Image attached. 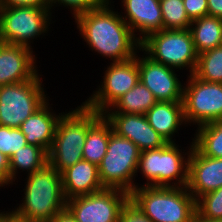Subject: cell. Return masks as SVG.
<instances>
[{"label":"cell","instance_id":"6da1fadb","mask_svg":"<svg viewBox=\"0 0 222 222\" xmlns=\"http://www.w3.org/2000/svg\"><path fill=\"white\" fill-rule=\"evenodd\" d=\"M104 0L98 7L77 15L75 24L88 47L112 62L134 58L141 42L135 37L124 19Z\"/></svg>","mask_w":222,"mask_h":222},{"label":"cell","instance_id":"7a4b0ae2","mask_svg":"<svg viewBox=\"0 0 222 222\" xmlns=\"http://www.w3.org/2000/svg\"><path fill=\"white\" fill-rule=\"evenodd\" d=\"M26 176L22 203L17 204L19 206L12 209L11 214L25 222H50L66 208L62 175L47 164Z\"/></svg>","mask_w":222,"mask_h":222},{"label":"cell","instance_id":"3957f363","mask_svg":"<svg viewBox=\"0 0 222 222\" xmlns=\"http://www.w3.org/2000/svg\"><path fill=\"white\" fill-rule=\"evenodd\" d=\"M136 187L129 200L152 222H193L196 200L187 187Z\"/></svg>","mask_w":222,"mask_h":222},{"label":"cell","instance_id":"277c9868","mask_svg":"<svg viewBox=\"0 0 222 222\" xmlns=\"http://www.w3.org/2000/svg\"><path fill=\"white\" fill-rule=\"evenodd\" d=\"M179 147H181L179 144L167 143L162 148L140 152L137 173L140 172L142 177L146 178L145 186H187L188 161L193 142L187 150L179 149Z\"/></svg>","mask_w":222,"mask_h":222},{"label":"cell","instance_id":"5b68a950","mask_svg":"<svg viewBox=\"0 0 222 222\" xmlns=\"http://www.w3.org/2000/svg\"><path fill=\"white\" fill-rule=\"evenodd\" d=\"M63 112L57 122L48 164L60 174L83 159V147L89 130V107L83 102Z\"/></svg>","mask_w":222,"mask_h":222},{"label":"cell","instance_id":"8992f818","mask_svg":"<svg viewBox=\"0 0 222 222\" xmlns=\"http://www.w3.org/2000/svg\"><path fill=\"white\" fill-rule=\"evenodd\" d=\"M140 150L132 141L110 133L106 155L98 165L103 188L118 189L130 194L136 187ZM134 179V180H133Z\"/></svg>","mask_w":222,"mask_h":222},{"label":"cell","instance_id":"52a82bcc","mask_svg":"<svg viewBox=\"0 0 222 222\" xmlns=\"http://www.w3.org/2000/svg\"><path fill=\"white\" fill-rule=\"evenodd\" d=\"M140 51L153 61L193 74L198 60L190 29L164 30L149 34L141 41Z\"/></svg>","mask_w":222,"mask_h":222},{"label":"cell","instance_id":"ba28073f","mask_svg":"<svg viewBox=\"0 0 222 222\" xmlns=\"http://www.w3.org/2000/svg\"><path fill=\"white\" fill-rule=\"evenodd\" d=\"M52 18L49 7H0V42L33 49V40L49 32Z\"/></svg>","mask_w":222,"mask_h":222},{"label":"cell","instance_id":"9c48e42d","mask_svg":"<svg viewBox=\"0 0 222 222\" xmlns=\"http://www.w3.org/2000/svg\"><path fill=\"white\" fill-rule=\"evenodd\" d=\"M41 74L21 83L0 86V125L19 128L49 98Z\"/></svg>","mask_w":222,"mask_h":222},{"label":"cell","instance_id":"30bf717a","mask_svg":"<svg viewBox=\"0 0 222 222\" xmlns=\"http://www.w3.org/2000/svg\"><path fill=\"white\" fill-rule=\"evenodd\" d=\"M183 83V110L186 124L196 127L222 120V83L206 82L194 74Z\"/></svg>","mask_w":222,"mask_h":222},{"label":"cell","instance_id":"8fae6325","mask_svg":"<svg viewBox=\"0 0 222 222\" xmlns=\"http://www.w3.org/2000/svg\"><path fill=\"white\" fill-rule=\"evenodd\" d=\"M103 73V81L97 91L83 103L98 113L109 109L121 96L131 90L139 81L138 60L136 57L123 61L109 63Z\"/></svg>","mask_w":222,"mask_h":222},{"label":"cell","instance_id":"7c38bea8","mask_svg":"<svg viewBox=\"0 0 222 222\" xmlns=\"http://www.w3.org/2000/svg\"><path fill=\"white\" fill-rule=\"evenodd\" d=\"M129 201V194L107 189L67 200L66 208L77 222H119L121 209Z\"/></svg>","mask_w":222,"mask_h":222},{"label":"cell","instance_id":"4fadbf2b","mask_svg":"<svg viewBox=\"0 0 222 222\" xmlns=\"http://www.w3.org/2000/svg\"><path fill=\"white\" fill-rule=\"evenodd\" d=\"M136 54L139 80L153 93L157 101L182 102L184 85L175 68L153 61L150 57ZM139 55V56H138Z\"/></svg>","mask_w":222,"mask_h":222},{"label":"cell","instance_id":"5bb4252c","mask_svg":"<svg viewBox=\"0 0 222 222\" xmlns=\"http://www.w3.org/2000/svg\"><path fill=\"white\" fill-rule=\"evenodd\" d=\"M110 122L113 132L132 141L140 151L162 148L167 141L149 124L145 115L102 113Z\"/></svg>","mask_w":222,"mask_h":222},{"label":"cell","instance_id":"9a60e30c","mask_svg":"<svg viewBox=\"0 0 222 222\" xmlns=\"http://www.w3.org/2000/svg\"><path fill=\"white\" fill-rule=\"evenodd\" d=\"M33 49L0 42V86L34 79L39 70Z\"/></svg>","mask_w":222,"mask_h":222},{"label":"cell","instance_id":"2e32d148","mask_svg":"<svg viewBox=\"0 0 222 222\" xmlns=\"http://www.w3.org/2000/svg\"><path fill=\"white\" fill-rule=\"evenodd\" d=\"M186 187L195 200L222 187V158L202 155L193 146L188 161Z\"/></svg>","mask_w":222,"mask_h":222},{"label":"cell","instance_id":"e0dca14e","mask_svg":"<svg viewBox=\"0 0 222 222\" xmlns=\"http://www.w3.org/2000/svg\"><path fill=\"white\" fill-rule=\"evenodd\" d=\"M121 3L124 12L120 16L140 42L163 29L160 0H121Z\"/></svg>","mask_w":222,"mask_h":222},{"label":"cell","instance_id":"ac0fdd59","mask_svg":"<svg viewBox=\"0 0 222 222\" xmlns=\"http://www.w3.org/2000/svg\"><path fill=\"white\" fill-rule=\"evenodd\" d=\"M52 108L48 99L19 127L28 144L42 147L47 152L52 147L57 122L63 113L56 115Z\"/></svg>","mask_w":222,"mask_h":222},{"label":"cell","instance_id":"d6986e66","mask_svg":"<svg viewBox=\"0 0 222 222\" xmlns=\"http://www.w3.org/2000/svg\"><path fill=\"white\" fill-rule=\"evenodd\" d=\"M62 185L66 200L103 190L98 166L80 160L62 173Z\"/></svg>","mask_w":222,"mask_h":222},{"label":"cell","instance_id":"ffe728a7","mask_svg":"<svg viewBox=\"0 0 222 222\" xmlns=\"http://www.w3.org/2000/svg\"><path fill=\"white\" fill-rule=\"evenodd\" d=\"M145 116L150 126L167 143H175L174 135L180 130L179 127L187 126L184 119L183 102L157 101L145 113Z\"/></svg>","mask_w":222,"mask_h":222},{"label":"cell","instance_id":"44dd1931","mask_svg":"<svg viewBox=\"0 0 222 222\" xmlns=\"http://www.w3.org/2000/svg\"><path fill=\"white\" fill-rule=\"evenodd\" d=\"M112 126L101 113L89 108V130L83 151V160L94 163L97 166L106 155Z\"/></svg>","mask_w":222,"mask_h":222},{"label":"cell","instance_id":"7402d4cb","mask_svg":"<svg viewBox=\"0 0 222 222\" xmlns=\"http://www.w3.org/2000/svg\"><path fill=\"white\" fill-rule=\"evenodd\" d=\"M193 43L198 54L222 45V19L203 16L190 24Z\"/></svg>","mask_w":222,"mask_h":222},{"label":"cell","instance_id":"603a6c76","mask_svg":"<svg viewBox=\"0 0 222 222\" xmlns=\"http://www.w3.org/2000/svg\"><path fill=\"white\" fill-rule=\"evenodd\" d=\"M157 102L153 93L139 80L137 84L121 96L109 109L103 113H145Z\"/></svg>","mask_w":222,"mask_h":222},{"label":"cell","instance_id":"cb8c5ba5","mask_svg":"<svg viewBox=\"0 0 222 222\" xmlns=\"http://www.w3.org/2000/svg\"><path fill=\"white\" fill-rule=\"evenodd\" d=\"M9 164L10 178L15 182L20 170L31 174L43 169L48 164V152L42 147L27 144L11 155Z\"/></svg>","mask_w":222,"mask_h":222},{"label":"cell","instance_id":"d4e9b609","mask_svg":"<svg viewBox=\"0 0 222 222\" xmlns=\"http://www.w3.org/2000/svg\"><path fill=\"white\" fill-rule=\"evenodd\" d=\"M195 131L193 146L202 155L222 158V120L201 125Z\"/></svg>","mask_w":222,"mask_h":222},{"label":"cell","instance_id":"484cf974","mask_svg":"<svg viewBox=\"0 0 222 222\" xmlns=\"http://www.w3.org/2000/svg\"><path fill=\"white\" fill-rule=\"evenodd\" d=\"M193 74L206 82L222 83V45L198 54Z\"/></svg>","mask_w":222,"mask_h":222},{"label":"cell","instance_id":"4316f807","mask_svg":"<svg viewBox=\"0 0 222 222\" xmlns=\"http://www.w3.org/2000/svg\"><path fill=\"white\" fill-rule=\"evenodd\" d=\"M164 30H185L191 20L186 14L183 0H160Z\"/></svg>","mask_w":222,"mask_h":222},{"label":"cell","instance_id":"83f0119b","mask_svg":"<svg viewBox=\"0 0 222 222\" xmlns=\"http://www.w3.org/2000/svg\"><path fill=\"white\" fill-rule=\"evenodd\" d=\"M196 213L201 218L222 220V187L200 196L196 200Z\"/></svg>","mask_w":222,"mask_h":222},{"label":"cell","instance_id":"f1b7e54d","mask_svg":"<svg viewBox=\"0 0 222 222\" xmlns=\"http://www.w3.org/2000/svg\"><path fill=\"white\" fill-rule=\"evenodd\" d=\"M27 144L25 135L19 128L0 125V151L8 158Z\"/></svg>","mask_w":222,"mask_h":222},{"label":"cell","instance_id":"f546056e","mask_svg":"<svg viewBox=\"0 0 222 222\" xmlns=\"http://www.w3.org/2000/svg\"><path fill=\"white\" fill-rule=\"evenodd\" d=\"M47 1L51 13L52 10L54 9L53 6L55 7L64 6L70 9L69 11L72 13L73 18H75L77 15L83 12H87L89 10L98 7L104 0H47Z\"/></svg>","mask_w":222,"mask_h":222},{"label":"cell","instance_id":"4dcf8cb0","mask_svg":"<svg viewBox=\"0 0 222 222\" xmlns=\"http://www.w3.org/2000/svg\"><path fill=\"white\" fill-rule=\"evenodd\" d=\"M187 16L191 21L208 15L207 0H183Z\"/></svg>","mask_w":222,"mask_h":222},{"label":"cell","instance_id":"1f68e13d","mask_svg":"<svg viewBox=\"0 0 222 222\" xmlns=\"http://www.w3.org/2000/svg\"><path fill=\"white\" fill-rule=\"evenodd\" d=\"M119 222H152L129 200L121 209Z\"/></svg>","mask_w":222,"mask_h":222},{"label":"cell","instance_id":"d6a6232c","mask_svg":"<svg viewBox=\"0 0 222 222\" xmlns=\"http://www.w3.org/2000/svg\"><path fill=\"white\" fill-rule=\"evenodd\" d=\"M15 184L10 178L9 158L0 151V188Z\"/></svg>","mask_w":222,"mask_h":222},{"label":"cell","instance_id":"836d02e7","mask_svg":"<svg viewBox=\"0 0 222 222\" xmlns=\"http://www.w3.org/2000/svg\"><path fill=\"white\" fill-rule=\"evenodd\" d=\"M35 6L49 7L47 0H0V7Z\"/></svg>","mask_w":222,"mask_h":222},{"label":"cell","instance_id":"e575fe53","mask_svg":"<svg viewBox=\"0 0 222 222\" xmlns=\"http://www.w3.org/2000/svg\"><path fill=\"white\" fill-rule=\"evenodd\" d=\"M208 15L222 19V0H207Z\"/></svg>","mask_w":222,"mask_h":222},{"label":"cell","instance_id":"d590c367","mask_svg":"<svg viewBox=\"0 0 222 222\" xmlns=\"http://www.w3.org/2000/svg\"><path fill=\"white\" fill-rule=\"evenodd\" d=\"M50 222H77L67 208L60 211Z\"/></svg>","mask_w":222,"mask_h":222},{"label":"cell","instance_id":"8d00e7d4","mask_svg":"<svg viewBox=\"0 0 222 222\" xmlns=\"http://www.w3.org/2000/svg\"><path fill=\"white\" fill-rule=\"evenodd\" d=\"M4 222H25V221L18 220L11 214L9 210L8 211L4 210Z\"/></svg>","mask_w":222,"mask_h":222},{"label":"cell","instance_id":"74e56055","mask_svg":"<svg viewBox=\"0 0 222 222\" xmlns=\"http://www.w3.org/2000/svg\"><path fill=\"white\" fill-rule=\"evenodd\" d=\"M193 222H222V220H209V219H206V218H201L196 213Z\"/></svg>","mask_w":222,"mask_h":222},{"label":"cell","instance_id":"f35d334b","mask_svg":"<svg viewBox=\"0 0 222 222\" xmlns=\"http://www.w3.org/2000/svg\"><path fill=\"white\" fill-rule=\"evenodd\" d=\"M0 222H4V211L0 212Z\"/></svg>","mask_w":222,"mask_h":222}]
</instances>
